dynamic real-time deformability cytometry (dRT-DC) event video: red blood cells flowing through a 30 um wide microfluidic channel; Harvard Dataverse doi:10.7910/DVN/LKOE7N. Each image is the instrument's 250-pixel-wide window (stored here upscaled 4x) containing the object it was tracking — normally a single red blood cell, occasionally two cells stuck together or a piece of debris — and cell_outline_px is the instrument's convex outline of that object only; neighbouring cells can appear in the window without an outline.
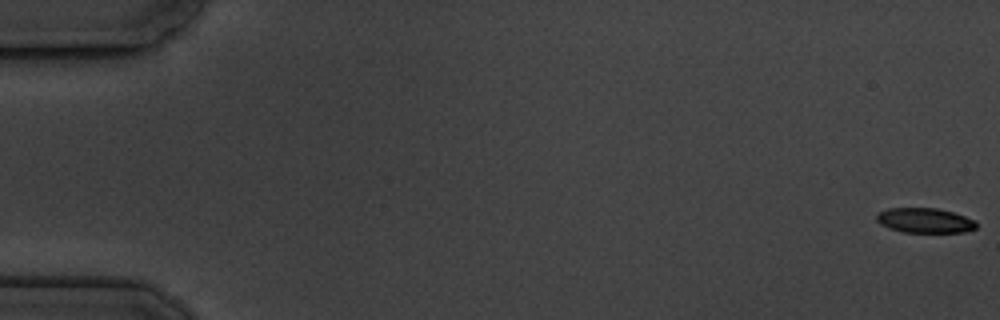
{"species": "common noctule bat (a hibernating species)", "species_latin": "Nyctalus noctula", "temperature_condition": "cold", "stored_images_in_passage": 5, "camera_frame_rate_fps": 3000, "um_per_image_px": 0.085, "animal": {"sex": "male", "body_mass_g": 19.5, "forearm_length_mm": 54.6}, "frame": {"image": 1, "passage_image": 1, "time_ms": 0.0, "image_size_px": [1000, 320], "cell_outline_px": [[976, 228], [964, 232], [904, 232], [888, 228], [880, 224], [876, 220], [876, 216], [880, 212], [888, 208], [936, 208], [952, 212], [976, 220]], "centroid_in_image_um": [78.6, 18.74], "position_along_channel_um": 6.4, "area_um2": 14.39}}
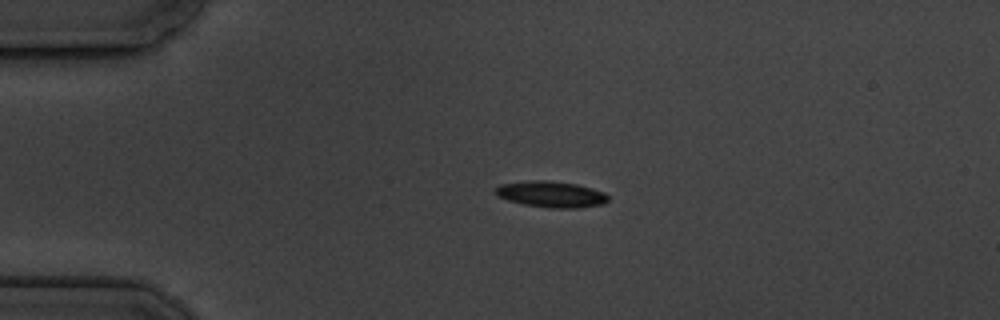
{"frame": {"image": 2, "passage_image": 4, "time_ms": 4.333, "image_size_px": [1000, 320], "cell_outline_px": [[608, 200], [604, 204], [580, 208], [548, 208], [524, 204], [508, 200], [496, 196], [492, 192], [500, 184], [532, 180], [544, 180], [576, 184], [592, 188], [604, 192], [608, 196]], "centroid_in_image_um": [46.83, 16.52], "position_along_channel_um": 38.2, "area_um2": 17.28}}